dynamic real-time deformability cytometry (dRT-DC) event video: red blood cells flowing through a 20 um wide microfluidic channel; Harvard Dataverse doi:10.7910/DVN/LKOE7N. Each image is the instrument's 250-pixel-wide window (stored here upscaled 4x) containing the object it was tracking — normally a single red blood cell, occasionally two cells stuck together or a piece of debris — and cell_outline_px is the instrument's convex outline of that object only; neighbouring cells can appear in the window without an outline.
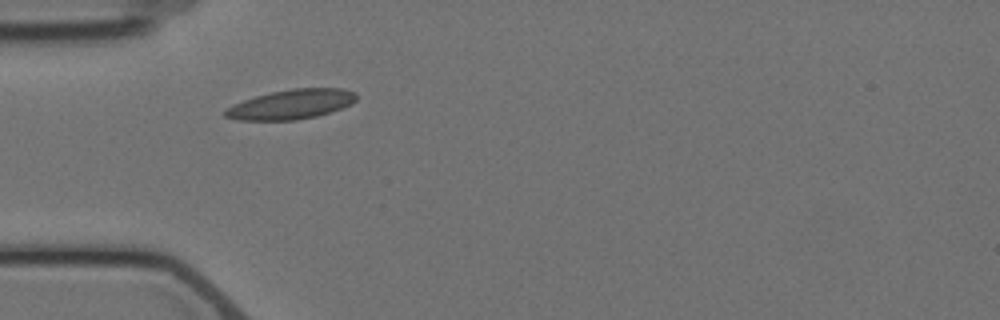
{"species": "Egyptian fruit bat (a non-hibernating species)", "species_latin": "Rousettus aegyptiacus", "temperature_condition": "cold", "stored_images_in_passage": 3, "camera_frame_rate_fps": 3000, "um_per_image_px": 0.085, "animal": {"sex": "female"}, "frame": {"image": 1, "passage_image": 1, "time_ms": 0.0, "image_size_px": [1000, 320], "cell_outline_px": [[356, 100], [352, 104], [316, 116], [296, 120], [236, 120], [224, 116], [224, 112], [228, 108], [244, 100], [256, 96], [272, 92], [292, 88], [344, 88], [356, 92]], "centroid_in_image_um": [24.79, 8.86], "position_along_channel_um": 60.2, "area_um2": 22.43}}
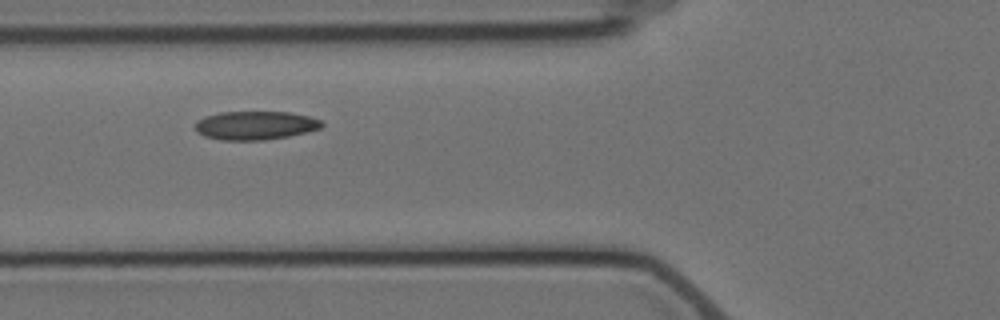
{"frame": {"image": 2, "passage_image": 2, "time_ms": 1.333, "image_size_px": [1000, 320], "cell_outline_px": [[324, 124], [320, 128], [308, 132], [288, 136], [264, 140], [220, 140], [204, 136], [196, 132], [196, 120], [204, 116], [220, 112], [288, 112], [308, 116], [320, 120]], "centroid_in_image_um": [21.67, 10.66], "position_along_channel_um": 104.1, "area_um2": 21.15}}
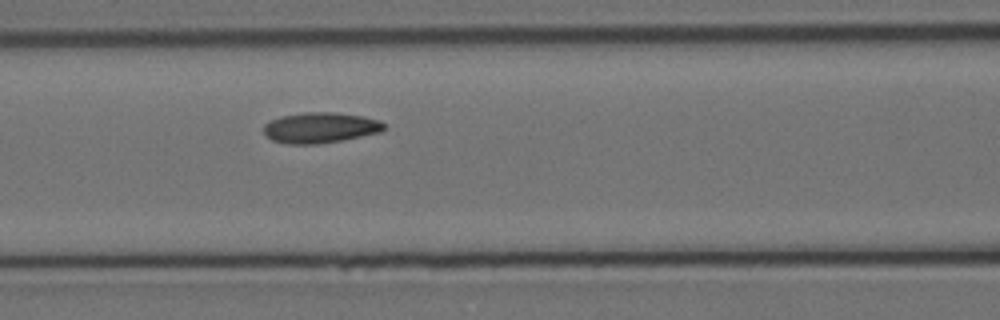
{"frame": {"image": 3, "passage_image": 3, "time_ms": 2.333, "image_size_px": [1000, 320], "cell_outline_px": [[388, 124], [380, 132], [340, 140], [316, 144], [288, 144], [272, 140], [264, 136], [264, 124], [280, 116], [300, 112], [336, 112], [364, 116], [380, 120]], "centroid_in_image_um": [27.21, 10.84], "position_along_channel_um": 139.4, "area_um2": 21.62}}